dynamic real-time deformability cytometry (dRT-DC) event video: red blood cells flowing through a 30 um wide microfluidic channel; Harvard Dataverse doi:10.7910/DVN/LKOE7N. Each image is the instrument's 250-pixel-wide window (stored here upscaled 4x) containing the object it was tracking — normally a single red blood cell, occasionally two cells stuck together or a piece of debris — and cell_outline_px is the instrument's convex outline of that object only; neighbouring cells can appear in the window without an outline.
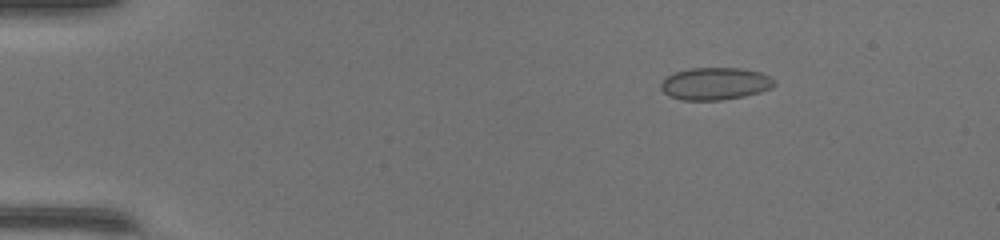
{"species": "common noctule bat (a hibernating species)", "species_latin": "Nyctalus noctula", "temperature_condition": "warm", "stored_images_in_passage": 50, "camera_frame_rate_fps": 3000, "um_per_image_px": 0.085, "animal": {"sex": "female", "body_mass_g": 17.0, "forearm_length_mm": 48.0}, "frame": {"image": 1, "passage_image": 8, "time_ms": 2.333, "image_size_px": [1000, 240], "cell_outline_px": [[776, 84], [772, 88], [760, 92], [744, 96], [720, 100], [684, 100], [668, 96], [660, 88], [660, 84], [664, 76], [688, 68], [740, 68], [760, 72], [776, 80]], "centroid_in_image_um": [60.77, 7.11], "position_along_channel_um": 24.2, "area_um2": 21.56}}
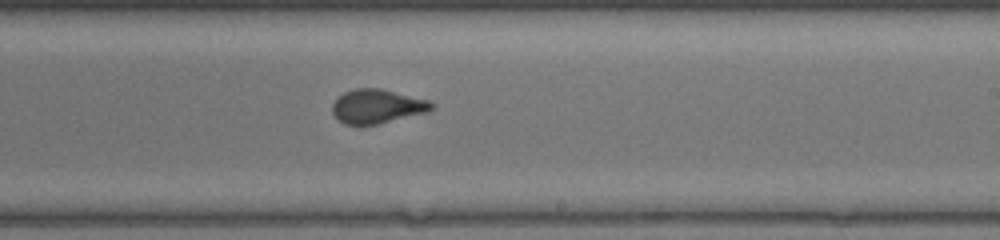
{"frame": {"image": 2, "passage_image": 31, "time_ms": 10.0, "image_size_px": [1000, 240], "cell_outline_px": [[436, 108], [428, 112], [376, 124], [344, 124], [332, 112], [332, 104], [344, 92], [356, 88], [380, 88], [428, 100], [436, 104]], "centroid_in_image_um": [32.1, 9.03], "position_along_channel_um": 256.9, "area_um2": 19.54}}
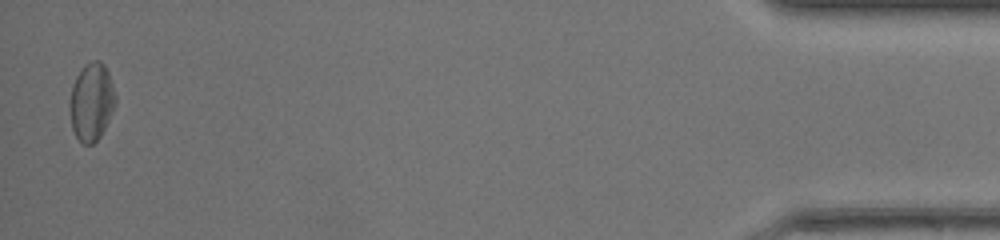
{"frame": {"image": 3, "passage_image": 49, "time_ms": 16.0, "image_size_px": [1000, 240], "cell_outline_px": [[116, 104], [100, 136], [92, 144], [84, 144], [76, 136], [72, 128], [72, 88], [76, 76], [84, 64], [92, 60], [100, 60], [104, 64], [108, 72], [116, 96]], "centroid_in_image_um": [7.82, 8.62], "position_along_channel_um": 427.4, "area_um2": 20.11}, "authors_computed_cell_mechanics": {"area_um2": 20.2878, "velocity_mm_per_s": 4.2842, "shape_relaxation_time_tau1_ms": 9.35, "shape_relaxation_time_tau2_ms": 0.6846, "deformation_change_tau1": 0.2033, "deformation_change_tau2": 0.0533}}